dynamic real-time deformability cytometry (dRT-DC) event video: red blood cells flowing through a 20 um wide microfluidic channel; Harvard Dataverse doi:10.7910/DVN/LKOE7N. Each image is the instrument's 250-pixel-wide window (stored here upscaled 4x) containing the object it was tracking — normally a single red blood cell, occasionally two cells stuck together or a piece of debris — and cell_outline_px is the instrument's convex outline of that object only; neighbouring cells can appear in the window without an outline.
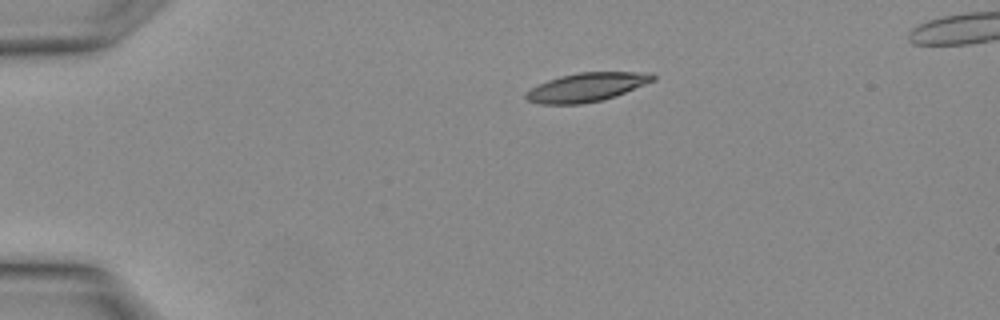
{"species": "Egyptian fruit bat (a non-hibernating species)", "species_latin": "Rousettus aegyptiacus", "temperature_condition": "warm", "stored_images_in_passage": 3, "camera_frame_rate_fps": 3000, "um_per_image_px": 0.085, "animal": {"sex": "female"}, "frame": {"image": 1, "passage_image": 1, "time_ms": 0.0, "image_size_px": [1000, 320], "cell_outline_px": [[656, 80], [616, 96], [600, 100], [580, 104], [540, 104], [528, 100], [524, 96], [532, 88], [548, 80], [560, 76], [580, 72], [652, 72], [656, 76]], "centroid_in_image_um": [49.92, 7.4], "position_along_channel_um": 35.1, "area_um2": 21.15}}